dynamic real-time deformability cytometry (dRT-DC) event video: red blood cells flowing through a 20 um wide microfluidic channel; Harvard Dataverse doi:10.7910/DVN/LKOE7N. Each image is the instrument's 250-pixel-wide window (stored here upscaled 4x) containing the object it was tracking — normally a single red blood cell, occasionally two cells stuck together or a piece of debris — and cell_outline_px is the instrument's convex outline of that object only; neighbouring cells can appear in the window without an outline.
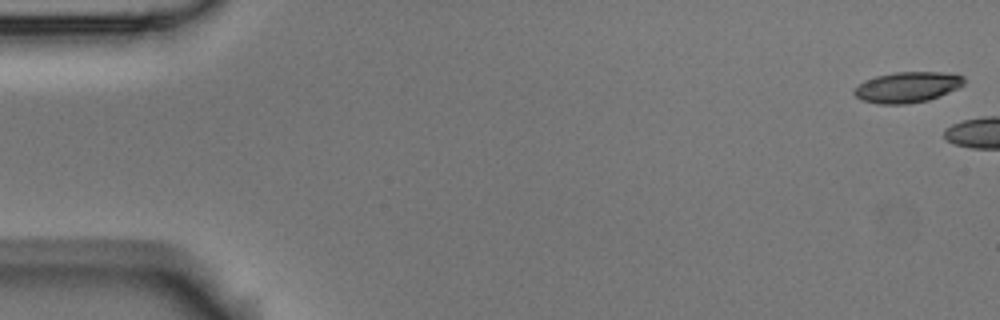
{"species": "Egyptian fruit bat (a non-hibernating species)", "species_latin": "Rousettus aegyptiacus", "temperature_condition": "room temperature", "stored_images_in_passage": 4, "camera_frame_rate_fps": 3000, "um_per_image_px": 0.085, "animal": {"sex": "male"}, "frame": {"image": 1, "passage_image": 1, "time_ms": 0.0, "image_size_px": [1000, 320], "cell_outline_px": [[964, 84], [940, 96], [928, 100], [904, 104], [880, 104], [860, 100], [852, 92], [864, 80], [876, 76], [896, 72], [940, 72], [964, 76]], "centroid_in_image_um": [77.09, 7.41], "position_along_channel_um": 7.9, "area_um2": 19.48}}